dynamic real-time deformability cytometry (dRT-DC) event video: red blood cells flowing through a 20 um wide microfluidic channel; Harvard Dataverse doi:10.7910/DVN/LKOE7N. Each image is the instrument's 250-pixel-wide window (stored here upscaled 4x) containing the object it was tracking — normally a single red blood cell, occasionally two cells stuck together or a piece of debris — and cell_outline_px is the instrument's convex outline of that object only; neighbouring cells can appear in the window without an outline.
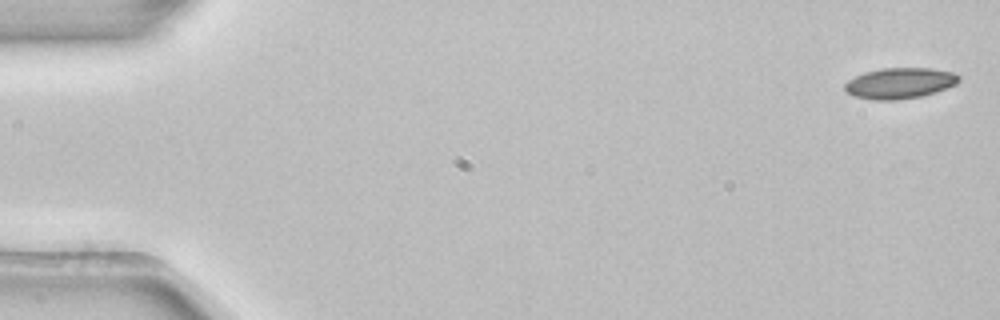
{"species": "common noctule bat (a hibernating species)", "species_latin": "Nyctalus noctula", "temperature_condition": "room temperature", "stored_images_in_passage": 5, "segment_of_instrument_passage": [2, 2], "camera_frame_rate_fps": 3000, "um_per_image_px": 0.085, "animal": {"sex": "female", "body_mass_g": 22.7, "forearm_length_mm": 54.2}, "frame": {"image": 1, "passage_image": 5, "time_ms": 1.333, "image_size_px": [1000, 320], "cell_outline_px": [[960, 80], [956, 84], [936, 92], [920, 96], [896, 100], [872, 100], [852, 96], [844, 88], [844, 84], [848, 80], [864, 72], [880, 68], [928, 68], [956, 72], [960, 76]], "centroid_in_image_um": [76.48, 7.06], "position_along_channel_um": 8.5, "area_um2": 20.63}}